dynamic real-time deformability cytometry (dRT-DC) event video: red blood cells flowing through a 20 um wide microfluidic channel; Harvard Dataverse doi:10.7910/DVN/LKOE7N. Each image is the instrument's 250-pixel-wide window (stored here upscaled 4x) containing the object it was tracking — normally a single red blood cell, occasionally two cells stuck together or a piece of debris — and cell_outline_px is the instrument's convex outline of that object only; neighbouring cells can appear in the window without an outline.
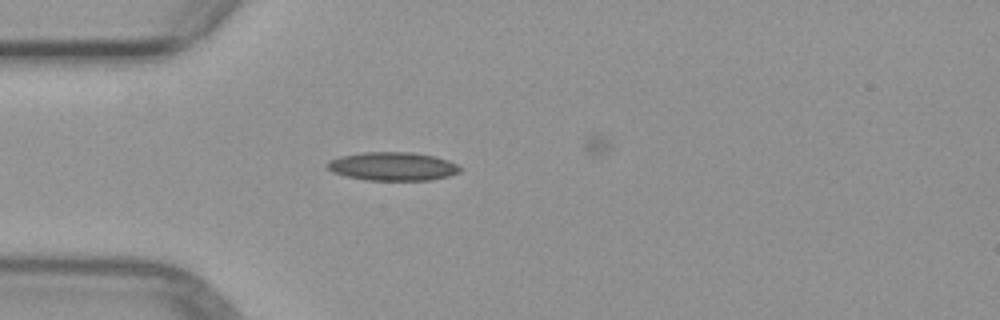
{"species": "common noctule bat (a hibernating species)", "species_latin": "Nyctalus noctula", "temperature_condition": "warm", "stored_images_in_passage": 2, "camera_frame_rate_fps": 3000, "um_per_image_px": 0.085, "animal": {"sex": "female", "body_mass_g": 29.2, "forearm_length_mm": 56.3}, "frame": {"image": 1, "passage_image": 2, "time_ms": 1.0, "image_size_px": [1000, 320], "cell_outline_px": [[464, 168], [460, 172], [448, 176], [432, 180], [364, 180], [344, 176], [332, 172], [324, 164], [328, 160], [340, 156], [364, 152], [412, 152], [432, 156], [448, 160]], "centroid_in_image_um": [33.35, 14.14], "position_along_channel_um": 51.6, "area_um2": 22.25}}